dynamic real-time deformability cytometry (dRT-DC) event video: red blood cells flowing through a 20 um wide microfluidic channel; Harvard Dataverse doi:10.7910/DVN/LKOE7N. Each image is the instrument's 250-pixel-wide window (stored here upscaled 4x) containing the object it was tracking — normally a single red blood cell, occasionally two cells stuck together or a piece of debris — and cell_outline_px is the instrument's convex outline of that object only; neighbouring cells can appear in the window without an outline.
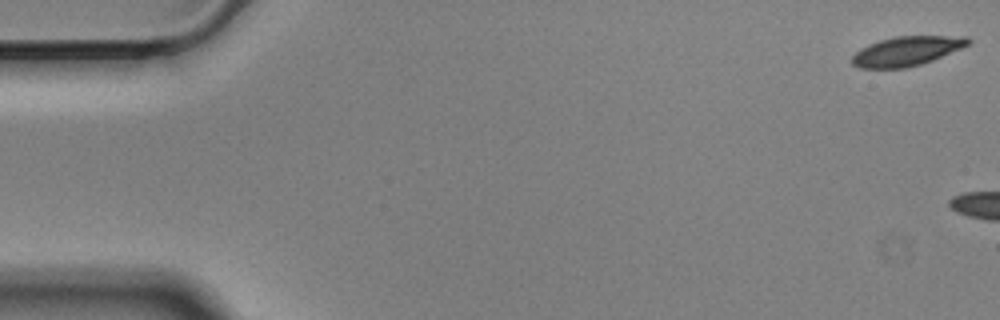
{"species": "Egyptian fruit bat (a non-hibernating species)", "species_latin": "Rousettus aegyptiacus", "temperature_condition": "cold", "stored_images_in_passage": 10, "camera_frame_rate_fps": 3000, "um_per_image_px": 0.085, "animal": {"sex": "male"}, "frame": {"image": 1, "passage_image": 1, "time_ms": 0.0, "image_size_px": [1000, 320], "cell_outline_px": [[972, 40], [968, 44], [960, 48], [932, 60], [920, 64], [904, 68], [860, 68], [852, 64], [852, 56], [860, 48], [868, 44], [880, 40], [896, 36], [968, 36]], "centroid_in_image_um": [77.04, 4.33], "position_along_channel_um": 8.0, "area_um2": 19.71}}